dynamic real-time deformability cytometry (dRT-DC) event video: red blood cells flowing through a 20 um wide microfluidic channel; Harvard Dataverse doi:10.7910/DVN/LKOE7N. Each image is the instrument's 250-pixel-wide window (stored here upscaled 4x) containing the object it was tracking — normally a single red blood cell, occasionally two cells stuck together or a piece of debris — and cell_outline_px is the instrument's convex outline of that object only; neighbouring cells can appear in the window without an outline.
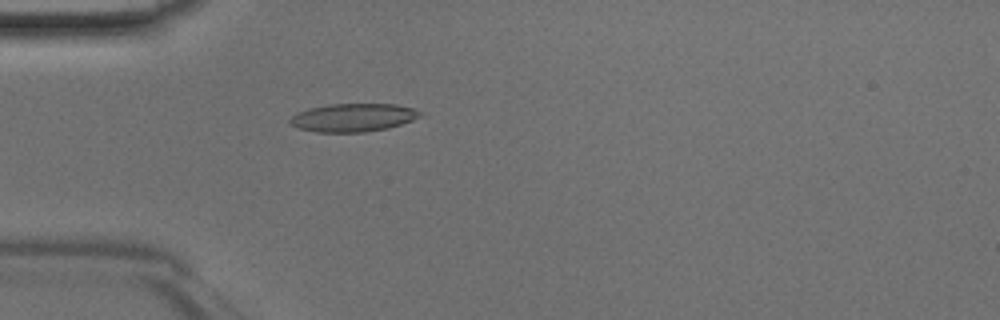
{"species": "Egyptian fruit bat (a non-hibernating species)", "species_latin": "Rousettus aegyptiacus", "temperature_condition": "room temperature", "stored_images_in_passage": 34, "camera_frame_rate_fps": 3000, "um_per_image_px": 0.085, "animal": {"sex": "male"}, "frame": {"image": 1, "passage_image": 1, "time_ms": 0.0, "image_size_px": [1000, 320], "cell_outline_px": [[424, 116], [388, 128], [364, 132], [316, 132], [296, 128], [288, 124], [288, 120], [296, 112], [308, 108], [328, 104], [396, 104], [412, 108], [424, 112]], "centroid_in_image_um": [29.99, 9.99], "position_along_channel_um": 55.0, "area_um2": 21.68}}
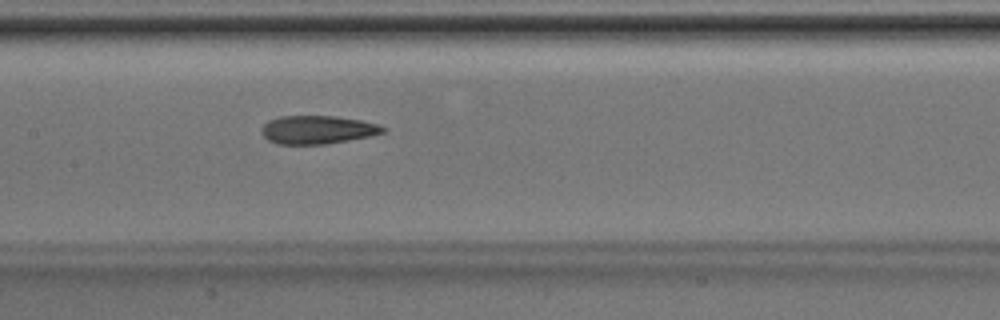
{"frame": {"image": 2, "passage_image": 10, "time_ms": 3.0, "image_size_px": [1000, 320], "cell_outline_px": [[388, 128], [384, 132], [372, 136], [324, 144], [276, 144], [268, 140], [260, 132], [260, 128], [268, 120], [280, 116], [336, 116], [360, 120], [376, 124]], "centroid_in_image_um": [26.96, 11.03], "position_along_channel_um": 180.4, "area_um2": 20.11}}
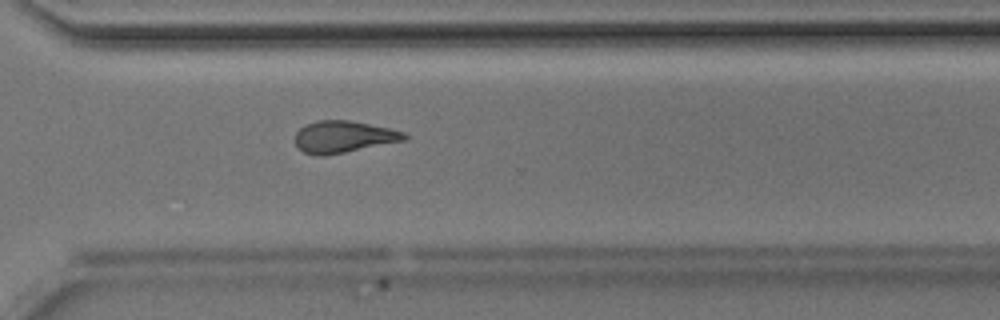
{"frame": {"image": 3, "passage_image": 21, "time_ms": 6.667, "image_size_px": [1000, 320], "cell_outline_px": [[408, 140], [324, 156], [316, 156], [304, 152], [296, 144], [296, 132], [304, 124], [316, 120], [348, 120], [392, 128], [404, 132], [408, 136]], "centroid_in_image_um": [29.23, 11.62], "position_along_channel_um": 341.4, "area_um2": 20.46}}